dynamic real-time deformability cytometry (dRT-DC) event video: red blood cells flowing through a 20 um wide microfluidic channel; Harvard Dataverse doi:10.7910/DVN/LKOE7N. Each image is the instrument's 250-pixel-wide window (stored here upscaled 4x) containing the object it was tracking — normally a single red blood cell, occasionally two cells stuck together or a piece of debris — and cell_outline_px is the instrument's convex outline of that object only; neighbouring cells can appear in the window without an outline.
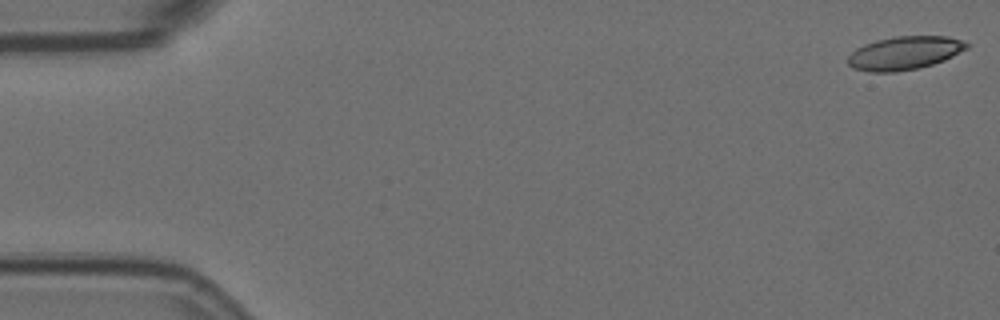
{"species": "Egyptian fruit bat (a non-hibernating species)", "species_latin": "Rousettus aegyptiacus", "temperature_condition": "room temperature", "stored_images_in_passage": 57, "camera_frame_rate_fps": 3000, "um_per_image_px": 0.085, "animal": {"sex": "female"}, "frame": {"image": 1, "passage_image": 1, "time_ms": 0.0, "image_size_px": [1000, 320], "cell_outline_px": [[972, 44], [968, 48], [944, 60], [920, 68], [896, 72], [868, 72], [852, 68], [848, 64], [848, 56], [856, 48], [864, 44], [876, 40], [896, 36], [948, 36]], "centroid_in_image_um": [76.88, 4.51], "position_along_channel_um": 8.1, "area_um2": 23.24}}
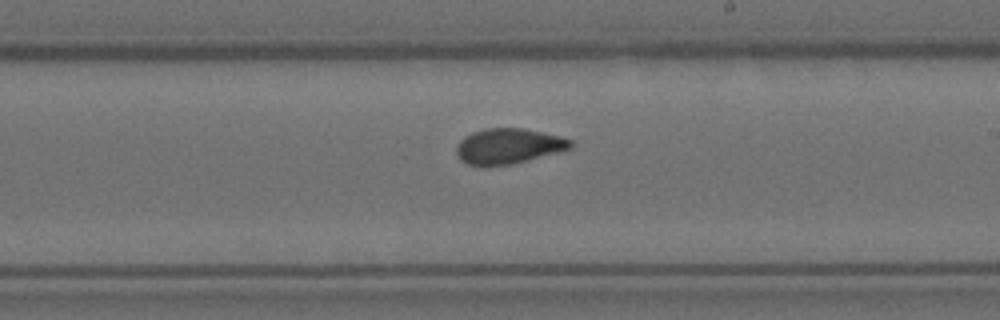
{"frame": {"image": 2, "passage_image": 33, "time_ms": 10.667, "image_size_px": [1000, 320], "cell_outline_px": [[572, 148], [512, 164], [468, 164], [460, 160], [456, 152], [456, 148], [460, 140], [464, 136], [472, 132], [484, 128], [524, 128], [560, 136], [572, 140]], "centroid_in_image_um": [43.21, 12.39], "position_along_channel_um": 245.8, "area_um2": 23.18}}
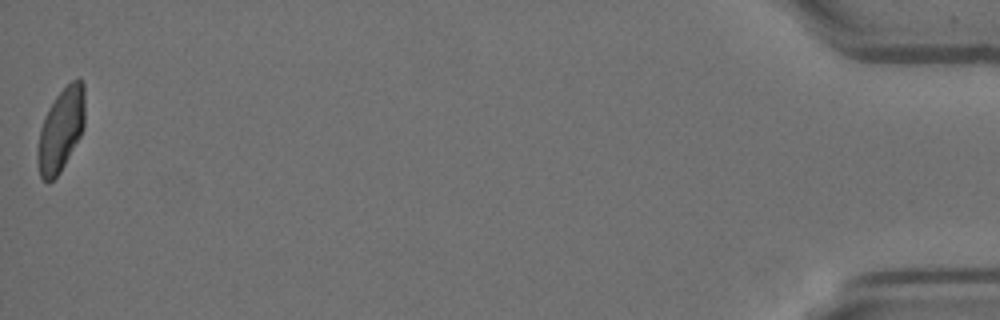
{"frame": {"image": 3, "passage_image": 57, "time_ms": 18.667, "image_size_px": [1000, 320], "cell_outline_px": [[84, 128], [80, 136], [60, 172], [48, 184], [40, 176], [36, 156], [36, 152], [40, 128], [44, 116], [48, 108], [56, 96], [72, 80], [80, 80], [84, 84]], "centroid_in_image_um": [5.15, 11.06], "position_along_channel_um": 430.0, "area_um2": 22.83}, "authors_computed_cell_mechanics": {"area_um2": 23.3512, "velocity_mm_per_s": 3.5468, "shape_relaxation_time_tau1_ms": null, "shape_relaxation_time_tau2_ms": 1.3854, "deformation_change_tau1": null, "deformation_change_tau2": 0.0671}}